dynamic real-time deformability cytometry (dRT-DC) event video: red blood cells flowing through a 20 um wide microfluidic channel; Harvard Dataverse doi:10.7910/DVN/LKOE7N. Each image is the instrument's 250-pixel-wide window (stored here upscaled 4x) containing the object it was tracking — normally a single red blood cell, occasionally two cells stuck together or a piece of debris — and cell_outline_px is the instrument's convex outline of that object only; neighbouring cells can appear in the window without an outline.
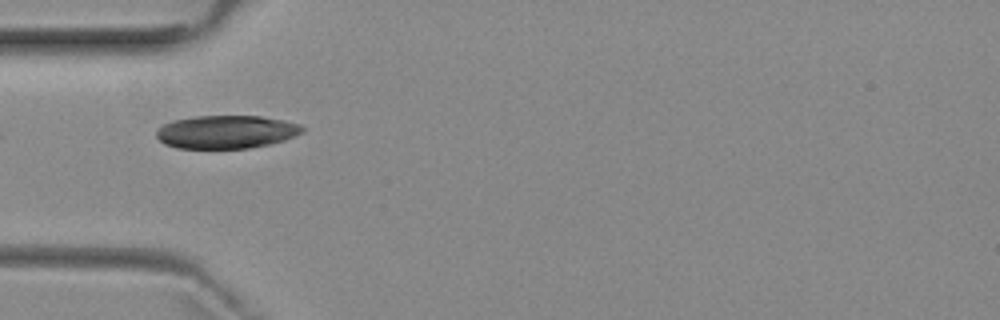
{"species": "common noctule bat (a hibernating species)", "species_latin": "Nyctalus noctula", "temperature_condition": "room temperature", "stored_images_in_passage": 2, "camera_frame_rate_fps": 3000, "um_per_image_px": 0.085, "animal": {"sex": "female", "body_mass_g": 29.2, "forearm_length_mm": 56.3}, "frame": {"image": 1, "passage_image": 1, "time_ms": 0.0, "image_size_px": [1000, 320], "cell_outline_px": [[304, 132], [284, 140], [268, 144], [248, 148], [176, 148], [164, 144], [156, 136], [156, 128], [172, 120], [196, 116], [260, 116], [284, 120], [300, 124], [304, 128]], "centroid_in_image_um": [19.21, 11.2], "position_along_channel_um": 65.8, "area_um2": 28.26}}
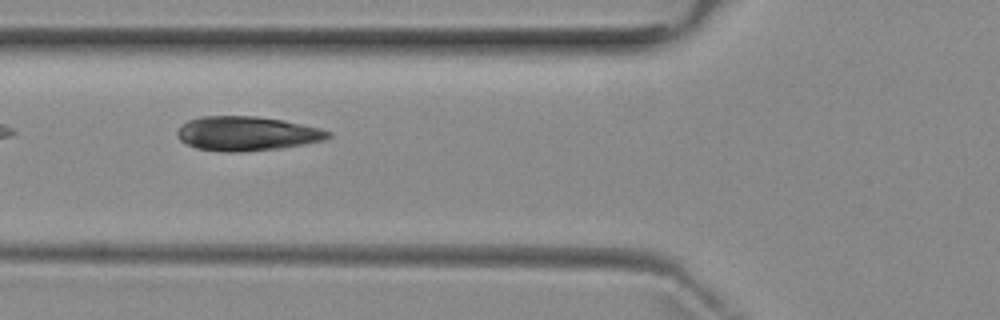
{"frame": {"image": 2, "passage_image": 2, "time_ms": 1.0, "image_size_px": [1000, 320], "cell_outline_px": [[332, 136], [324, 140], [304, 144], [280, 148], [240, 152], [224, 152], [196, 148], [184, 144], [180, 140], [176, 132], [180, 124], [188, 120], [200, 116], [256, 116], [284, 120], [320, 128], [332, 132]], "centroid_in_image_um": [20.96, 11.35], "position_along_channel_um": 104.8, "area_um2": 30.46}}